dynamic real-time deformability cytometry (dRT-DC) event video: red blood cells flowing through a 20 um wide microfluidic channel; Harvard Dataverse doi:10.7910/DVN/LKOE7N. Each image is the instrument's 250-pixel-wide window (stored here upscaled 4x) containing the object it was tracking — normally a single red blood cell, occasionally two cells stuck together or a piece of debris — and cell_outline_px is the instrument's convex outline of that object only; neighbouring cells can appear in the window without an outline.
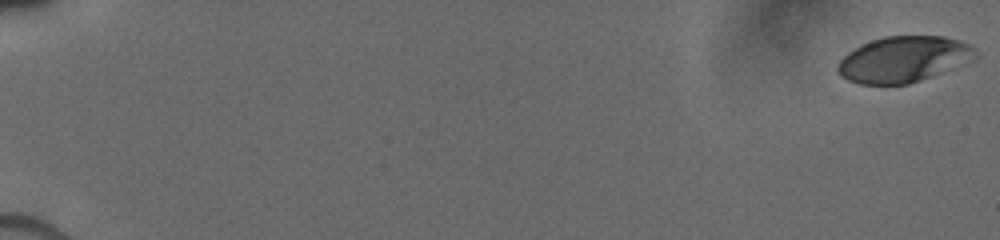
{"species": "human", "species_latin": "Homo sapiens", "temperature_condition": "cold", "stored_images_in_passage": 74, "camera_frame_rate_fps": 3000, "um_per_image_px": 0.085, "donor": {"sex": "male"}, "frame": {"image": 1, "passage_image": 1, "time_ms": 0.0, "image_size_px": [1000, 240], "cell_outline_px": [[980, 56], [932, 76], [908, 84], [860, 84], [848, 80], [840, 76], [836, 68], [836, 64], [848, 52], [872, 40], [884, 36], [944, 36], [960, 40], [976, 48]], "centroid_in_image_um": [76.8, 5.03], "position_along_channel_um": 8.2, "area_um2": 36.7}}
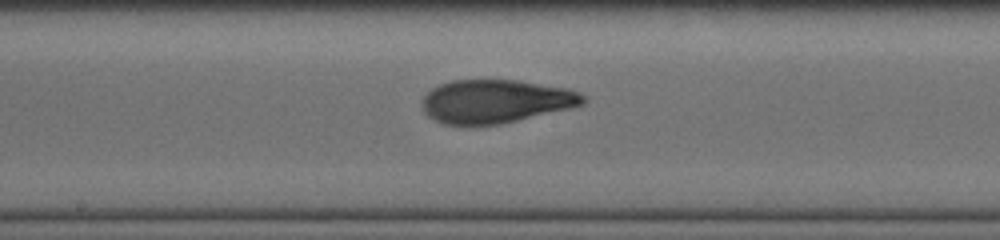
{"frame": {"image": 2, "passage_image": 38, "time_ms": 10.0, "image_size_px": [1000, 240], "cell_outline_px": [[584, 104], [568, 108], [500, 124], [472, 128], [444, 124], [428, 116], [424, 112], [420, 104], [424, 96], [432, 88], [440, 84], [452, 80], [516, 80], [568, 88], [580, 92], [584, 96]], "centroid_in_image_um": [42.06, 8.64], "position_along_channel_um": 206.1, "area_um2": 41.15}}
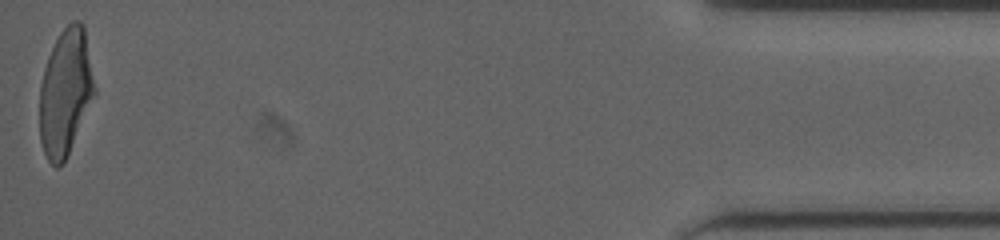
{"frame": {"image": 3, "passage_image": 73, "time_ms": 17.333, "image_size_px": [1000, 240], "cell_outline_px": [[96, 92], [68, 152], [64, 160], [56, 168], [48, 160], [44, 152], [40, 140], [40, 84], [44, 68], [48, 56], [60, 32], [72, 20], [80, 20], [84, 24], [96, 88]], "centroid_in_image_um": [5.57, 7.78], "position_along_channel_um": 429.6, "area_um2": 40.17}}